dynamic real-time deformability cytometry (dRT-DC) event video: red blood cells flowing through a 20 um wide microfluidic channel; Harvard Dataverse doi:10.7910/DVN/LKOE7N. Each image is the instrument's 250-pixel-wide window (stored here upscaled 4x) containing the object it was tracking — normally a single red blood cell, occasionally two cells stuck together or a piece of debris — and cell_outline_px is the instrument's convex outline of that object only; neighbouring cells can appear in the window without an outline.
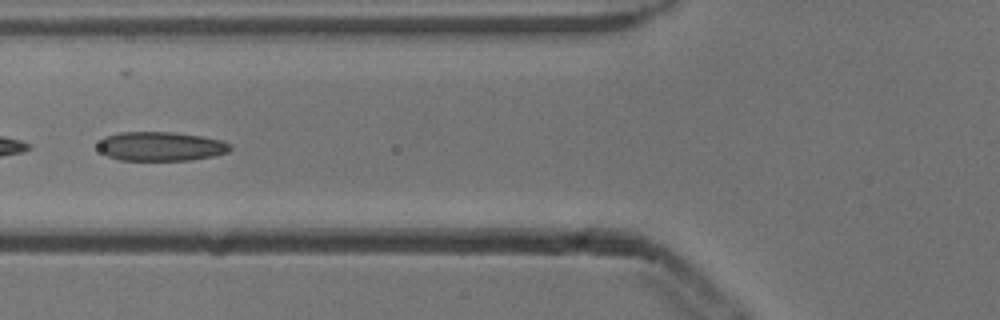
{"species": "common noctule bat (a hibernating species)", "species_latin": "Nyctalus noctula", "temperature_condition": "cold", "stored_images_in_passage": 35, "camera_frame_rate_fps": 3000, "um_per_image_px": 0.085, "animal": {"sex": "male", "body_mass_g": 13.3}, "frame": {"image": 1, "passage_image": 20, "time_ms": 6.333, "image_size_px": [1000, 320], "cell_outline_px": [[232, 148], [228, 152], [212, 156], [188, 160], [120, 160], [108, 156], [100, 148], [100, 140], [104, 136], [120, 132], [172, 132], [200, 136], [220, 140], [232, 144]], "centroid_in_image_um": [13.69, 12.43], "position_along_channel_um": 112.1, "area_um2": 22.2}}
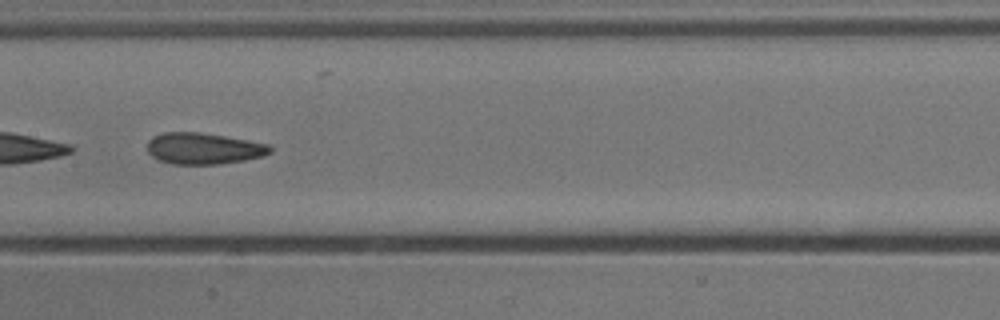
{"frame": {"image": 2, "passage_image": 26, "time_ms": 8.333, "image_size_px": [1000, 320], "cell_outline_px": [[272, 152], [264, 156], [244, 160], [220, 164], [172, 164], [160, 160], [152, 156], [148, 152], [148, 140], [152, 136], [164, 132], [196, 132], [224, 136], [248, 140], [268, 144], [272, 148]], "centroid_in_image_um": [17.31, 12.62], "position_along_channel_um": 190.1, "area_um2": 22.43}}
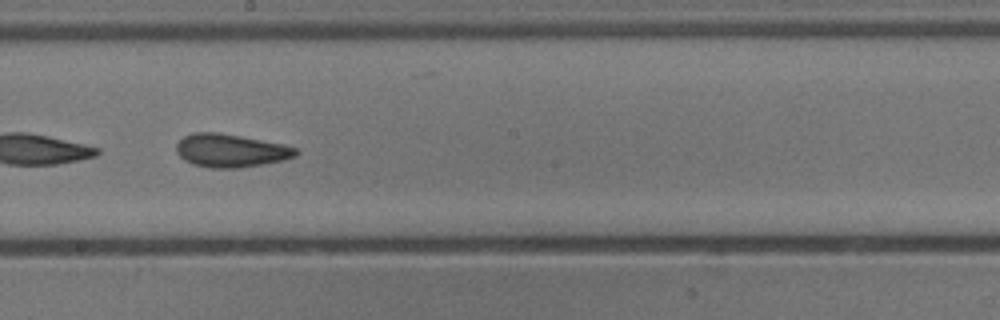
{"frame": {"image": 3, "passage_image": 29, "time_ms": 9.333, "image_size_px": [1000, 320], "cell_outline_px": [[300, 152], [296, 156], [284, 160], [240, 168], [208, 168], [192, 164], [184, 160], [176, 152], [176, 144], [184, 136], [192, 132], [220, 132], [284, 144], [296, 148]], "centroid_in_image_um": [19.6, 12.8], "position_along_channel_um": 228.6, "area_um2": 23.35}}